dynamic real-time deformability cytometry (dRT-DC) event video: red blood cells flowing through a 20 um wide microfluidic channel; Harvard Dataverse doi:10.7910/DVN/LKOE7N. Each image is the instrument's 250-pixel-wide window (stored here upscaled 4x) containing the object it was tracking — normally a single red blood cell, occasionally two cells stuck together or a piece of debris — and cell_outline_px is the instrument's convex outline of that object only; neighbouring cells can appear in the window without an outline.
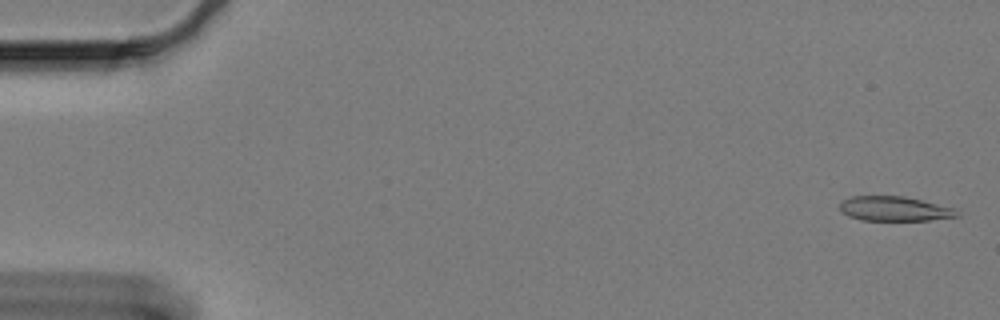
{"species": "Egyptian fruit bat (a non-hibernating species)", "species_latin": "Rousettus aegyptiacus", "temperature_condition": "cold", "stored_images_in_passage": 18, "camera_frame_rate_fps": 3000, "um_per_image_px": 0.085, "animal": {"sex": "female"}, "frame": {"image": 1, "passage_image": 2, "time_ms": 0.333, "image_size_px": [1000, 320], "cell_outline_px": [[960, 216], [928, 220], [860, 220], [848, 216], [840, 208], [840, 204], [844, 200], [852, 196], [904, 196], [956, 208], [960, 212]], "centroid_in_image_um": [76.08, 17.74], "position_along_channel_um": 8.9, "area_um2": 16.76}}
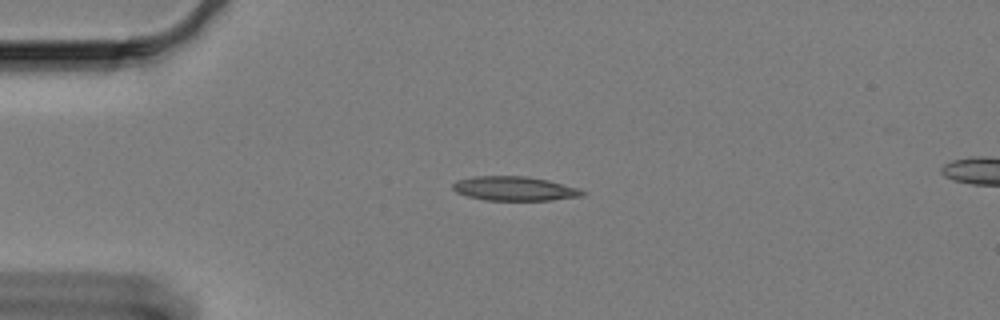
{"frame": {"image": 2, "passage_image": 15, "time_ms": 4.667, "image_size_px": [1000, 320], "cell_outline_px": [[588, 192], [584, 196], [552, 200], [488, 200], [468, 196], [456, 192], [452, 188], [452, 184], [456, 180], [472, 176], [528, 176], [548, 180], [576, 188]], "centroid_in_image_um": [43.73, 16.02], "position_along_channel_um": 41.3, "area_um2": 18.32}}